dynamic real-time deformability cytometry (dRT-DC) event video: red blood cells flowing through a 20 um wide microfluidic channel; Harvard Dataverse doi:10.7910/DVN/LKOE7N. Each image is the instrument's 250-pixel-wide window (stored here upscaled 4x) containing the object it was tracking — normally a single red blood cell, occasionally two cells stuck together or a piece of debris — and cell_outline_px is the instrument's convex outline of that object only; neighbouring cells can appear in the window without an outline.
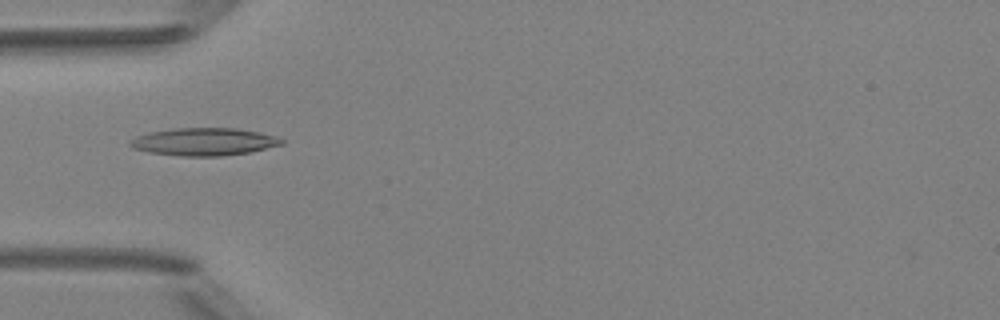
{"species": "Egyptian fruit bat (a non-hibernating species)", "species_latin": "Rousettus aegyptiacus", "temperature_condition": "room temperature", "stored_images_in_passage": 6, "camera_frame_rate_fps": 3000, "um_per_image_px": 0.085, "animal": {"sex": "female"}, "frame": {"image": 1, "passage_image": 4, "time_ms": 4.333, "image_size_px": [1000, 320], "cell_outline_px": [[284, 144], [248, 152], [220, 156], [180, 156], [148, 152], [132, 148], [128, 144], [128, 140], [136, 136], [148, 132], [176, 128], [236, 128], [276, 136], [284, 140]], "centroid_in_image_um": [17.28, 12.05], "position_along_channel_um": 67.7, "area_um2": 24.39}}
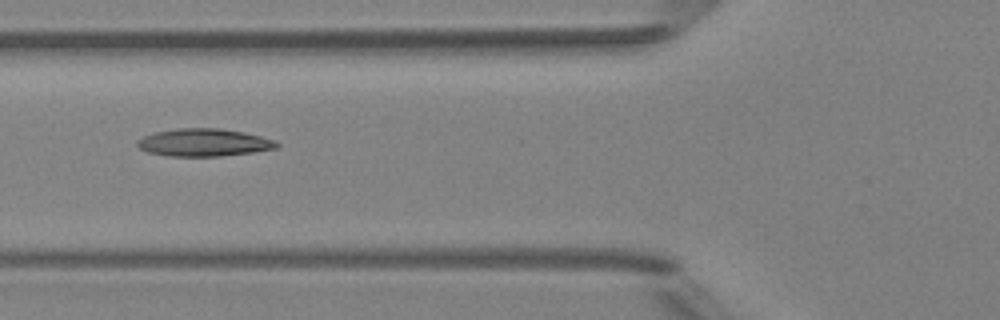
{"frame": {"image": 2, "passage_image": 5, "time_ms": 5.333, "image_size_px": [1000, 320], "cell_outline_px": [[280, 144], [276, 148], [252, 152], [220, 156], [168, 156], [148, 152], [140, 148], [136, 144], [136, 140], [144, 136], [156, 132], [176, 128], [220, 128], [244, 132], [276, 140]], "centroid_in_image_um": [17.33, 12.11], "position_along_channel_um": 108.5, "area_um2": 22.43}}
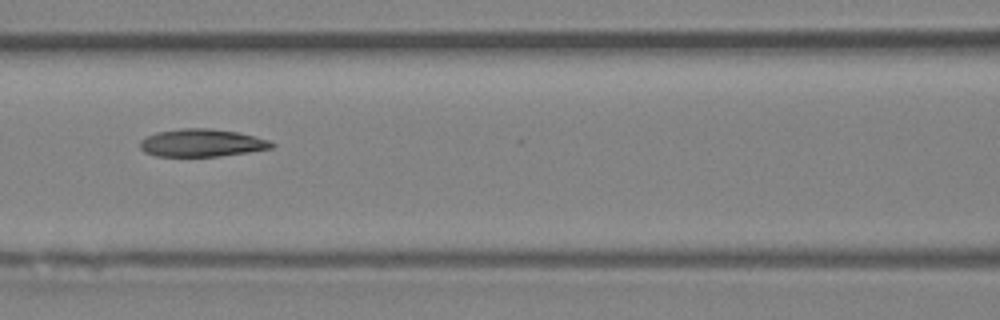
{"frame": {"image": 3, "passage_image": 6, "time_ms": 6.333, "image_size_px": [1000, 320], "cell_outline_px": [[276, 144], [272, 148], [248, 152], [220, 156], [156, 156], [144, 152], [140, 148], [140, 140], [156, 132], [180, 128], [208, 128], [236, 132], [268, 140]], "centroid_in_image_um": [17.12, 12.15], "position_along_channel_um": 149.5, "area_um2": 21.1}}